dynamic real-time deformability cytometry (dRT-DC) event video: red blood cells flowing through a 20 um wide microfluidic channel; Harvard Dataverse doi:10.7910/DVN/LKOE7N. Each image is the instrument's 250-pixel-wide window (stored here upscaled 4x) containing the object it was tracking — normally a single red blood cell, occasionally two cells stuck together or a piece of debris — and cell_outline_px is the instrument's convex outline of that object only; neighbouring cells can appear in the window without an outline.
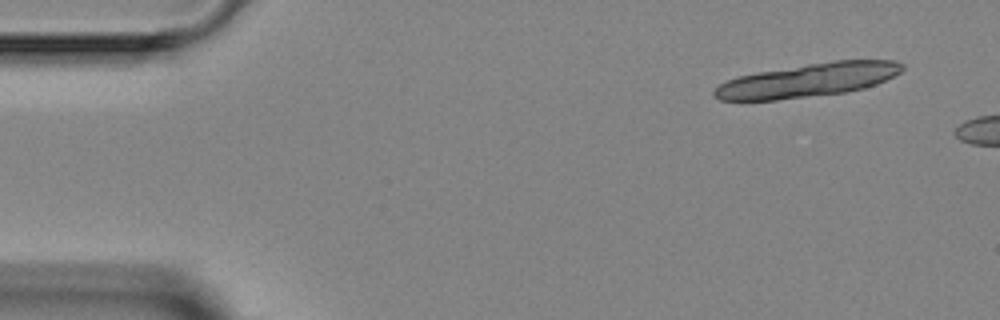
{"species": "Egyptian fruit bat (a non-hibernating species)", "species_latin": "Rousettus aegyptiacus", "temperature_condition": "room temperature", "stored_images_in_passage": 2, "camera_frame_rate_fps": 3000, "um_per_image_px": 0.085, "animal": {"sex": "female"}, "frame": {"image": 1, "passage_image": 1, "time_ms": 0.0, "image_size_px": [1000, 320], "cell_outline_px": [[904, 68], [900, 72], [876, 84], [864, 88], [844, 92], [776, 100], [720, 100], [712, 92], [720, 84], [728, 80], [740, 76], [756, 72], [808, 64], [836, 60], [896, 60], [904, 64]], "centroid_in_image_um": [68.7, 6.81], "position_along_channel_um": 16.3, "area_um2": 36.36}}